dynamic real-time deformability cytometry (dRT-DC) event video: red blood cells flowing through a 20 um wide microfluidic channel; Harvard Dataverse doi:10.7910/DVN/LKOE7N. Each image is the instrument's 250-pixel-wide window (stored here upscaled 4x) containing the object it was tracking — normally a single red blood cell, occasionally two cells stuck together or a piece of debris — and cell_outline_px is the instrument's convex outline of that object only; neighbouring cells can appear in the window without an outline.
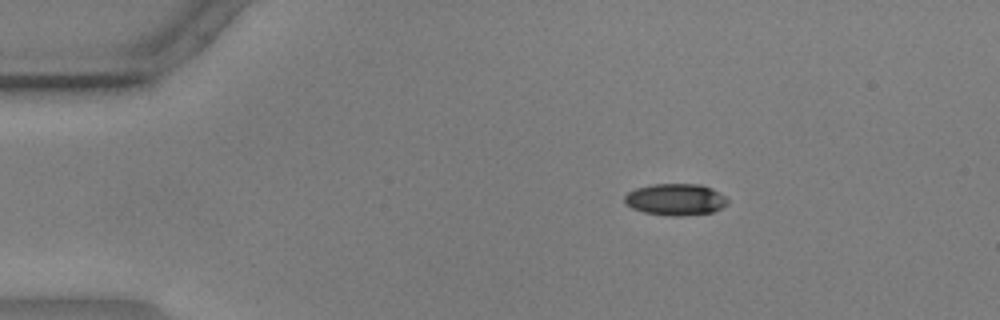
{"species": "common noctule bat (a hibernating species)", "species_latin": "Nyctalus noctula", "temperature_condition": "warm", "stored_images_in_passage": 51, "camera_frame_rate_fps": 3000, "um_per_image_px": 0.085, "animal": {"sex": "male", "body_mass_g": 17.9, "forearm_length_mm": 54.2}, "frame": {"image": 1, "passage_image": 4, "time_ms": 1.0, "image_size_px": [1000, 320], "cell_outline_px": [[728, 204], [712, 212], [684, 216], [672, 216], [644, 212], [632, 208], [624, 204], [624, 196], [628, 192], [636, 188], [652, 184], [700, 184], [712, 188], [724, 196], [728, 200]], "centroid_in_image_um": [57.4, 16.95], "position_along_channel_um": 27.6, "area_um2": 19.07}}
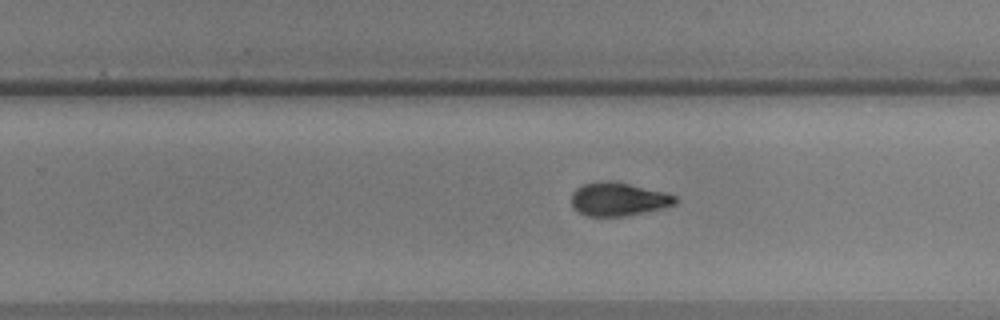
{"frame": {"image": 2, "passage_image": 30, "time_ms": 9.667, "image_size_px": [1000, 320], "cell_outline_px": [[676, 204], [664, 208], [624, 216], [588, 216], [580, 212], [572, 204], [572, 192], [576, 188], [584, 184], [604, 180], [608, 180], [628, 184], [664, 192], [676, 196]], "centroid_in_image_um": [52.56, 16.93], "position_along_channel_um": 277.2, "area_um2": 19.94}}
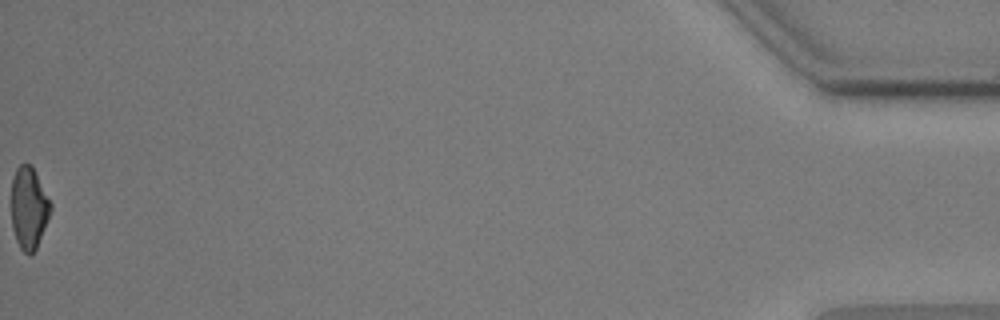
{"frame": {"image": 3, "passage_image": 51, "time_ms": 16.667, "image_size_px": [1000, 320], "cell_outline_px": [[52, 208], [36, 248], [32, 256], [28, 256], [20, 248], [16, 240], [12, 228], [12, 176], [16, 168], [20, 164], [32, 164], [52, 204]], "centroid_in_image_um": [2.45, 17.67], "position_along_channel_um": 432.8, "area_um2": 18.84}, "authors_computed_cell_mechanics": {"area_um2": 19.941, "velocity_mm_per_s": 3.6096, "shape_relaxation_time_tau1_ms": 3.7234, "shape_relaxation_time_tau2_ms": 4.9528, "deformation_change_tau1": 0.1437, "deformation_change_tau2": 0.1062}}